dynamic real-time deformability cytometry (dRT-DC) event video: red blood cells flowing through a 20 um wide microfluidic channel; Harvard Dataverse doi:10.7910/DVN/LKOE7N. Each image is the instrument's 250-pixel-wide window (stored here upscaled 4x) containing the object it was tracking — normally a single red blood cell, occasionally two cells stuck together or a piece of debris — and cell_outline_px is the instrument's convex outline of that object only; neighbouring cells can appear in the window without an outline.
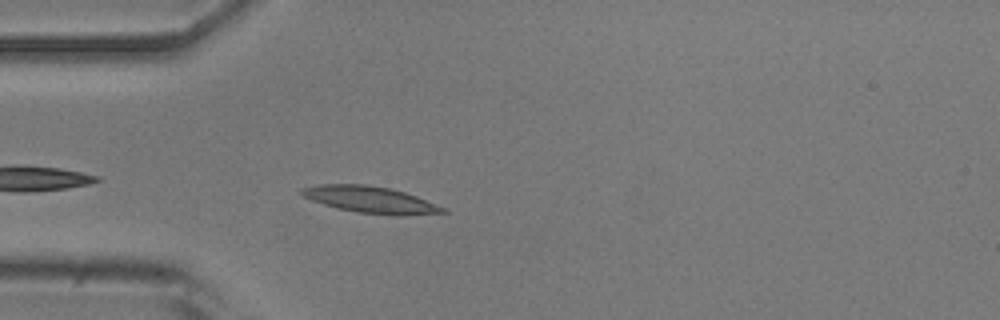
{"species": "common noctule bat (a hibernating species)", "species_latin": "Nyctalus noctula", "temperature_condition": "room temperature", "stored_images_in_passage": 19, "camera_frame_rate_fps": 3000, "um_per_image_px": 0.085, "animal": {"sex": "male", "body_mass_g": 20.5, "forearm_length_mm": 52.5}, "frame": {"image": 1, "passage_image": 3, "time_ms": 0.667, "image_size_px": [1000, 320], "cell_outline_px": [[448, 212], [400, 216], [396, 216], [360, 212], [336, 208], [312, 200], [304, 196], [300, 192], [300, 188], [320, 184], [364, 184], [388, 188], [404, 192], [416, 196], [444, 208]], "centroid_in_image_um": [31.46, 16.97], "position_along_channel_um": 53.5, "area_um2": 21.62}}
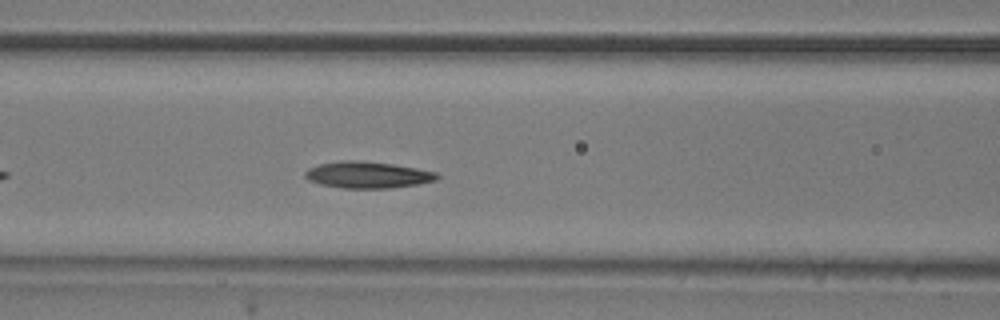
{"frame": {"image": 2, "passage_image": 10, "time_ms": 3.0, "image_size_px": [1000, 320], "cell_outline_px": [[440, 176], [436, 180], [416, 184], [388, 188], [344, 188], [320, 184], [308, 180], [304, 176], [304, 172], [308, 168], [320, 164], [340, 160], [364, 160], [392, 164], [416, 168], [436, 172]], "centroid_in_image_um": [31.21, 14.85], "position_along_channel_um": 135.4, "area_um2": 20.4}}
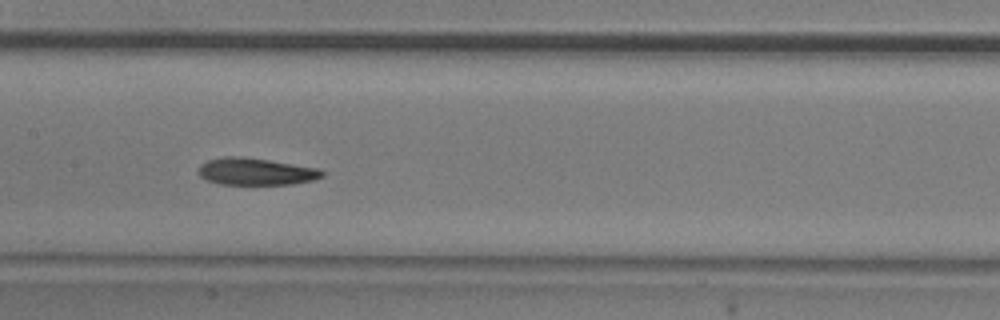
{"frame": {"image": 3, "passage_image": 14, "time_ms": 4.333, "image_size_px": [1000, 320], "cell_outline_px": [[324, 176], [312, 180], [292, 184], [220, 184], [208, 180], [200, 176], [200, 164], [208, 160], [224, 156], [244, 156], [320, 168], [324, 172]], "centroid_in_image_um": [21.77, 14.57], "position_along_channel_um": 185.6, "area_um2": 19.48}}